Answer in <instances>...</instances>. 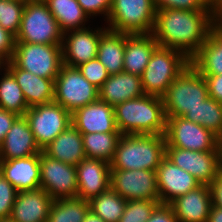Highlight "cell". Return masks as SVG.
<instances>
[{"label":"cell","instance_id":"47","mask_svg":"<svg viewBox=\"0 0 222 222\" xmlns=\"http://www.w3.org/2000/svg\"><path fill=\"white\" fill-rule=\"evenodd\" d=\"M83 222H105V221L102 218H100L98 215L94 214L91 210H89Z\"/></svg>","mask_w":222,"mask_h":222},{"label":"cell","instance_id":"51","mask_svg":"<svg viewBox=\"0 0 222 222\" xmlns=\"http://www.w3.org/2000/svg\"><path fill=\"white\" fill-rule=\"evenodd\" d=\"M0 222H13V221L10 219H3V220H0Z\"/></svg>","mask_w":222,"mask_h":222},{"label":"cell","instance_id":"8","mask_svg":"<svg viewBox=\"0 0 222 222\" xmlns=\"http://www.w3.org/2000/svg\"><path fill=\"white\" fill-rule=\"evenodd\" d=\"M11 61L34 75L56 79L63 65L62 45L15 43Z\"/></svg>","mask_w":222,"mask_h":222},{"label":"cell","instance_id":"46","mask_svg":"<svg viewBox=\"0 0 222 222\" xmlns=\"http://www.w3.org/2000/svg\"><path fill=\"white\" fill-rule=\"evenodd\" d=\"M207 222H222V208L212 205Z\"/></svg>","mask_w":222,"mask_h":222},{"label":"cell","instance_id":"36","mask_svg":"<svg viewBox=\"0 0 222 222\" xmlns=\"http://www.w3.org/2000/svg\"><path fill=\"white\" fill-rule=\"evenodd\" d=\"M159 204V200L127 201L124 213L118 222H147Z\"/></svg>","mask_w":222,"mask_h":222},{"label":"cell","instance_id":"20","mask_svg":"<svg viewBox=\"0 0 222 222\" xmlns=\"http://www.w3.org/2000/svg\"><path fill=\"white\" fill-rule=\"evenodd\" d=\"M0 173L18 191L40 188V153L24 158L0 160Z\"/></svg>","mask_w":222,"mask_h":222},{"label":"cell","instance_id":"32","mask_svg":"<svg viewBox=\"0 0 222 222\" xmlns=\"http://www.w3.org/2000/svg\"><path fill=\"white\" fill-rule=\"evenodd\" d=\"M89 210V201L79 197L54 199L47 222H83Z\"/></svg>","mask_w":222,"mask_h":222},{"label":"cell","instance_id":"4","mask_svg":"<svg viewBox=\"0 0 222 222\" xmlns=\"http://www.w3.org/2000/svg\"><path fill=\"white\" fill-rule=\"evenodd\" d=\"M189 65L190 59L183 52L158 45L141 75L144 93L162 97Z\"/></svg>","mask_w":222,"mask_h":222},{"label":"cell","instance_id":"14","mask_svg":"<svg viewBox=\"0 0 222 222\" xmlns=\"http://www.w3.org/2000/svg\"><path fill=\"white\" fill-rule=\"evenodd\" d=\"M40 188L53 199L77 197L76 166L40 153Z\"/></svg>","mask_w":222,"mask_h":222},{"label":"cell","instance_id":"1","mask_svg":"<svg viewBox=\"0 0 222 222\" xmlns=\"http://www.w3.org/2000/svg\"><path fill=\"white\" fill-rule=\"evenodd\" d=\"M218 22L216 10H156L152 34L159 46L179 50L191 59Z\"/></svg>","mask_w":222,"mask_h":222},{"label":"cell","instance_id":"12","mask_svg":"<svg viewBox=\"0 0 222 222\" xmlns=\"http://www.w3.org/2000/svg\"><path fill=\"white\" fill-rule=\"evenodd\" d=\"M166 157L200 184L210 185L221 173V145L215 151L206 152L166 147Z\"/></svg>","mask_w":222,"mask_h":222},{"label":"cell","instance_id":"27","mask_svg":"<svg viewBox=\"0 0 222 222\" xmlns=\"http://www.w3.org/2000/svg\"><path fill=\"white\" fill-rule=\"evenodd\" d=\"M47 156L77 166L86 158L82 133L70 124L42 150Z\"/></svg>","mask_w":222,"mask_h":222},{"label":"cell","instance_id":"41","mask_svg":"<svg viewBox=\"0 0 222 222\" xmlns=\"http://www.w3.org/2000/svg\"><path fill=\"white\" fill-rule=\"evenodd\" d=\"M15 43V36L0 26V59L4 63L11 61Z\"/></svg>","mask_w":222,"mask_h":222},{"label":"cell","instance_id":"31","mask_svg":"<svg viewBox=\"0 0 222 222\" xmlns=\"http://www.w3.org/2000/svg\"><path fill=\"white\" fill-rule=\"evenodd\" d=\"M183 117L205 127L222 141V103L209 96Z\"/></svg>","mask_w":222,"mask_h":222},{"label":"cell","instance_id":"21","mask_svg":"<svg viewBox=\"0 0 222 222\" xmlns=\"http://www.w3.org/2000/svg\"><path fill=\"white\" fill-rule=\"evenodd\" d=\"M53 201L42 188L18 192L9 219L13 222H47Z\"/></svg>","mask_w":222,"mask_h":222},{"label":"cell","instance_id":"7","mask_svg":"<svg viewBox=\"0 0 222 222\" xmlns=\"http://www.w3.org/2000/svg\"><path fill=\"white\" fill-rule=\"evenodd\" d=\"M155 16L153 0H113L105 25L115 32L151 34Z\"/></svg>","mask_w":222,"mask_h":222},{"label":"cell","instance_id":"16","mask_svg":"<svg viewBox=\"0 0 222 222\" xmlns=\"http://www.w3.org/2000/svg\"><path fill=\"white\" fill-rule=\"evenodd\" d=\"M156 174L160 204H169L176 197L201 185L194 176L176 166L166 156L158 166Z\"/></svg>","mask_w":222,"mask_h":222},{"label":"cell","instance_id":"2","mask_svg":"<svg viewBox=\"0 0 222 222\" xmlns=\"http://www.w3.org/2000/svg\"><path fill=\"white\" fill-rule=\"evenodd\" d=\"M117 129L121 134L165 135L166 116L162 97L143 95L114 106Z\"/></svg>","mask_w":222,"mask_h":222},{"label":"cell","instance_id":"29","mask_svg":"<svg viewBox=\"0 0 222 222\" xmlns=\"http://www.w3.org/2000/svg\"><path fill=\"white\" fill-rule=\"evenodd\" d=\"M127 34L107 29L99 39L97 58L110 75L123 72L125 36Z\"/></svg>","mask_w":222,"mask_h":222},{"label":"cell","instance_id":"37","mask_svg":"<svg viewBox=\"0 0 222 222\" xmlns=\"http://www.w3.org/2000/svg\"><path fill=\"white\" fill-rule=\"evenodd\" d=\"M77 68L81 74L98 89L104 84L110 75L98 58L89 60Z\"/></svg>","mask_w":222,"mask_h":222},{"label":"cell","instance_id":"35","mask_svg":"<svg viewBox=\"0 0 222 222\" xmlns=\"http://www.w3.org/2000/svg\"><path fill=\"white\" fill-rule=\"evenodd\" d=\"M26 0H0V26L15 37L19 32Z\"/></svg>","mask_w":222,"mask_h":222},{"label":"cell","instance_id":"26","mask_svg":"<svg viewBox=\"0 0 222 222\" xmlns=\"http://www.w3.org/2000/svg\"><path fill=\"white\" fill-rule=\"evenodd\" d=\"M158 46L153 34H127L123 71L141 76Z\"/></svg>","mask_w":222,"mask_h":222},{"label":"cell","instance_id":"49","mask_svg":"<svg viewBox=\"0 0 222 222\" xmlns=\"http://www.w3.org/2000/svg\"><path fill=\"white\" fill-rule=\"evenodd\" d=\"M219 21H222V3L215 9Z\"/></svg>","mask_w":222,"mask_h":222},{"label":"cell","instance_id":"9","mask_svg":"<svg viewBox=\"0 0 222 222\" xmlns=\"http://www.w3.org/2000/svg\"><path fill=\"white\" fill-rule=\"evenodd\" d=\"M99 99L98 88L75 67L62 65L54 80V102L71 114L78 108Z\"/></svg>","mask_w":222,"mask_h":222},{"label":"cell","instance_id":"15","mask_svg":"<svg viewBox=\"0 0 222 222\" xmlns=\"http://www.w3.org/2000/svg\"><path fill=\"white\" fill-rule=\"evenodd\" d=\"M91 26L63 34L64 65L77 68L89 60L97 58L99 39L108 28L105 25Z\"/></svg>","mask_w":222,"mask_h":222},{"label":"cell","instance_id":"23","mask_svg":"<svg viewBox=\"0 0 222 222\" xmlns=\"http://www.w3.org/2000/svg\"><path fill=\"white\" fill-rule=\"evenodd\" d=\"M4 67L20 85L29 108L53 102L55 79L34 75L29 71L18 68L12 61L5 63Z\"/></svg>","mask_w":222,"mask_h":222},{"label":"cell","instance_id":"3","mask_svg":"<svg viewBox=\"0 0 222 222\" xmlns=\"http://www.w3.org/2000/svg\"><path fill=\"white\" fill-rule=\"evenodd\" d=\"M165 156V135L122 134L110 167L122 170L157 171Z\"/></svg>","mask_w":222,"mask_h":222},{"label":"cell","instance_id":"44","mask_svg":"<svg viewBox=\"0 0 222 222\" xmlns=\"http://www.w3.org/2000/svg\"><path fill=\"white\" fill-rule=\"evenodd\" d=\"M17 117L15 113L0 109V145Z\"/></svg>","mask_w":222,"mask_h":222},{"label":"cell","instance_id":"13","mask_svg":"<svg viewBox=\"0 0 222 222\" xmlns=\"http://www.w3.org/2000/svg\"><path fill=\"white\" fill-rule=\"evenodd\" d=\"M110 188L126 201L159 200L157 174L152 170L111 169Z\"/></svg>","mask_w":222,"mask_h":222},{"label":"cell","instance_id":"34","mask_svg":"<svg viewBox=\"0 0 222 222\" xmlns=\"http://www.w3.org/2000/svg\"><path fill=\"white\" fill-rule=\"evenodd\" d=\"M90 210L105 222H118L124 213L127 201L109 188L89 201Z\"/></svg>","mask_w":222,"mask_h":222},{"label":"cell","instance_id":"19","mask_svg":"<svg viewBox=\"0 0 222 222\" xmlns=\"http://www.w3.org/2000/svg\"><path fill=\"white\" fill-rule=\"evenodd\" d=\"M178 222H207L212 207L210 186L201 184L169 203Z\"/></svg>","mask_w":222,"mask_h":222},{"label":"cell","instance_id":"22","mask_svg":"<svg viewBox=\"0 0 222 222\" xmlns=\"http://www.w3.org/2000/svg\"><path fill=\"white\" fill-rule=\"evenodd\" d=\"M41 153L28 120L18 116L0 145V160L24 158Z\"/></svg>","mask_w":222,"mask_h":222},{"label":"cell","instance_id":"10","mask_svg":"<svg viewBox=\"0 0 222 222\" xmlns=\"http://www.w3.org/2000/svg\"><path fill=\"white\" fill-rule=\"evenodd\" d=\"M166 147L191 151H215L221 140L205 127L184 117H166Z\"/></svg>","mask_w":222,"mask_h":222},{"label":"cell","instance_id":"42","mask_svg":"<svg viewBox=\"0 0 222 222\" xmlns=\"http://www.w3.org/2000/svg\"><path fill=\"white\" fill-rule=\"evenodd\" d=\"M147 222H178L169 204H159Z\"/></svg>","mask_w":222,"mask_h":222},{"label":"cell","instance_id":"28","mask_svg":"<svg viewBox=\"0 0 222 222\" xmlns=\"http://www.w3.org/2000/svg\"><path fill=\"white\" fill-rule=\"evenodd\" d=\"M63 34L93 25L77 0H44ZM90 20V21H89ZM91 24H89V23ZM89 24V25H88Z\"/></svg>","mask_w":222,"mask_h":222},{"label":"cell","instance_id":"48","mask_svg":"<svg viewBox=\"0 0 222 222\" xmlns=\"http://www.w3.org/2000/svg\"><path fill=\"white\" fill-rule=\"evenodd\" d=\"M207 2H208L214 9H216V8L222 3V0H207Z\"/></svg>","mask_w":222,"mask_h":222},{"label":"cell","instance_id":"18","mask_svg":"<svg viewBox=\"0 0 222 222\" xmlns=\"http://www.w3.org/2000/svg\"><path fill=\"white\" fill-rule=\"evenodd\" d=\"M77 197L90 201L110 188V163L101 159L84 158L77 166Z\"/></svg>","mask_w":222,"mask_h":222},{"label":"cell","instance_id":"50","mask_svg":"<svg viewBox=\"0 0 222 222\" xmlns=\"http://www.w3.org/2000/svg\"><path fill=\"white\" fill-rule=\"evenodd\" d=\"M4 62L0 59V71L4 68Z\"/></svg>","mask_w":222,"mask_h":222},{"label":"cell","instance_id":"24","mask_svg":"<svg viewBox=\"0 0 222 222\" xmlns=\"http://www.w3.org/2000/svg\"><path fill=\"white\" fill-rule=\"evenodd\" d=\"M99 100L113 107L126 100L145 95L141 76L126 72L109 75L98 89Z\"/></svg>","mask_w":222,"mask_h":222},{"label":"cell","instance_id":"30","mask_svg":"<svg viewBox=\"0 0 222 222\" xmlns=\"http://www.w3.org/2000/svg\"><path fill=\"white\" fill-rule=\"evenodd\" d=\"M0 76V109L18 116L25 115L29 107L20 85L5 67L0 71Z\"/></svg>","mask_w":222,"mask_h":222},{"label":"cell","instance_id":"52","mask_svg":"<svg viewBox=\"0 0 222 222\" xmlns=\"http://www.w3.org/2000/svg\"><path fill=\"white\" fill-rule=\"evenodd\" d=\"M221 173H222V144H221Z\"/></svg>","mask_w":222,"mask_h":222},{"label":"cell","instance_id":"43","mask_svg":"<svg viewBox=\"0 0 222 222\" xmlns=\"http://www.w3.org/2000/svg\"><path fill=\"white\" fill-rule=\"evenodd\" d=\"M203 76L207 81L209 96L222 103V74Z\"/></svg>","mask_w":222,"mask_h":222},{"label":"cell","instance_id":"25","mask_svg":"<svg viewBox=\"0 0 222 222\" xmlns=\"http://www.w3.org/2000/svg\"><path fill=\"white\" fill-rule=\"evenodd\" d=\"M190 64L201 75L222 74V21L209 32L206 41L190 59Z\"/></svg>","mask_w":222,"mask_h":222},{"label":"cell","instance_id":"11","mask_svg":"<svg viewBox=\"0 0 222 222\" xmlns=\"http://www.w3.org/2000/svg\"><path fill=\"white\" fill-rule=\"evenodd\" d=\"M25 117L42 151L71 123V113L56 102L30 107Z\"/></svg>","mask_w":222,"mask_h":222},{"label":"cell","instance_id":"39","mask_svg":"<svg viewBox=\"0 0 222 222\" xmlns=\"http://www.w3.org/2000/svg\"><path fill=\"white\" fill-rule=\"evenodd\" d=\"M18 191L0 173V220L9 219Z\"/></svg>","mask_w":222,"mask_h":222},{"label":"cell","instance_id":"6","mask_svg":"<svg viewBox=\"0 0 222 222\" xmlns=\"http://www.w3.org/2000/svg\"><path fill=\"white\" fill-rule=\"evenodd\" d=\"M16 43L62 45L63 33L44 0H26Z\"/></svg>","mask_w":222,"mask_h":222},{"label":"cell","instance_id":"5","mask_svg":"<svg viewBox=\"0 0 222 222\" xmlns=\"http://www.w3.org/2000/svg\"><path fill=\"white\" fill-rule=\"evenodd\" d=\"M209 97L205 77L191 64L171 83L162 96L166 117L183 115Z\"/></svg>","mask_w":222,"mask_h":222},{"label":"cell","instance_id":"40","mask_svg":"<svg viewBox=\"0 0 222 222\" xmlns=\"http://www.w3.org/2000/svg\"><path fill=\"white\" fill-rule=\"evenodd\" d=\"M77 2L90 19L93 17L91 20H94V17L97 19L96 16H101L106 23L113 0H77Z\"/></svg>","mask_w":222,"mask_h":222},{"label":"cell","instance_id":"38","mask_svg":"<svg viewBox=\"0 0 222 222\" xmlns=\"http://www.w3.org/2000/svg\"><path fill=\"white\" fill-rule=\"evenodd\" d=\"M156 10L179 9L188 11L215 10L207 0H153Z\"/></svg>","mask_w":222,"mask_h":222},{"label":"cell","instance_id":"45","mask_svg":"<svg viewBox=\"0 0 222 222\" xmlns=\"http://www.w3.org/2000/svg\"><path fill=\"white\" fill-rule=\"evenodd\" d=\"M209 186L212 204L218 208H222V173H220Z\"/></svg>","mask_w":222,"mask_h":222},{"label":"cell","instance_id":"33","mask_svg":"<svg viewBox=\"0 0 222 222\" xmlns=\"http://www.w3.org/2000/svg\"><path fill=\"white\" fill-rule=\"evenodd\" d=\"M121 135V133L100 132L82 134L86 158L101 159L110 163Z\"/></svg>","mask_w":222,"mask_h":222},{"label":"cell","instance_id":"17","mask_svg":"<svg viewBox=\"0 0 222 222\" xmlns=\"http://www.w3.org/2000/svg\"><path fill=\"white\" fill-rule=\"evenodd\" d=\"M71 123L82 134L120 133L114 116V107L101 100L76 109L71 114Z\"/></svg>","mask_w":222,"mask_h":222}]
</instances>
